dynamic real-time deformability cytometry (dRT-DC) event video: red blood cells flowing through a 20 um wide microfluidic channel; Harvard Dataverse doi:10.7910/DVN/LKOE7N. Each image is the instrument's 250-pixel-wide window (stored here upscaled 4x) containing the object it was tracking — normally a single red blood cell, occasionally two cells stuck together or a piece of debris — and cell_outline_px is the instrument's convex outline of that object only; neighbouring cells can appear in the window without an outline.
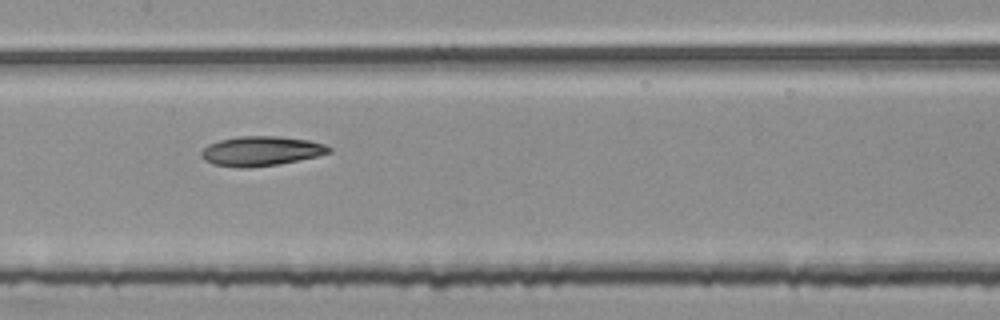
{"species": "common noctule bat (a hibernating species)", "species_latin": "Nyctalus noctula", "temperature_condition": "room temperature", "stored_images_in_passage": 7, "camera_frame_rate_fps": 3000, "um_per_image_px": 0.085, "animal": {"sex": "female", "body_mass_g": 25.1}, "frame": {"image": 1, "passage_image": 6, "time_ms": 1.667, "image_size_px": [1000, 320], "cell_outline_px": [[332, 152], [316, 156], [276, 164], [248, 168], [240, 168], [212, 164], [204, 160], [200, 156], [200, 152], [208, 144], [220, 140], [240, 136], [280, 136], [308, 140], [324, 144], [332, 148]], "centroid_in_image_um": [22.16, 12.83], "position_along_channel_um": 185.2, "area_um2": 21.96}}
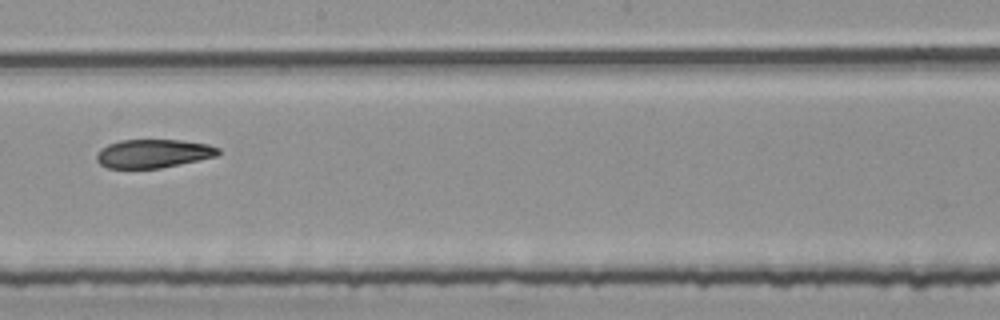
{"frame": {"image": 2, "passage_image": 7, "time_ms": 2.0, "image_size_px": [1000, 320], "cell_outline_px": [[220, 152], [216, 156], [180, 164], [160, 168], [108, 168], [100, 164], [96, 160], [96, 156], [100, 148], [108, 144], [120, 140], [180, 140], [208, 144], [220, 148]], "centroid_in_image_um": [13.01, 13.05], "position_along_channel_um": 235.2, "area_um2": 20.23}}